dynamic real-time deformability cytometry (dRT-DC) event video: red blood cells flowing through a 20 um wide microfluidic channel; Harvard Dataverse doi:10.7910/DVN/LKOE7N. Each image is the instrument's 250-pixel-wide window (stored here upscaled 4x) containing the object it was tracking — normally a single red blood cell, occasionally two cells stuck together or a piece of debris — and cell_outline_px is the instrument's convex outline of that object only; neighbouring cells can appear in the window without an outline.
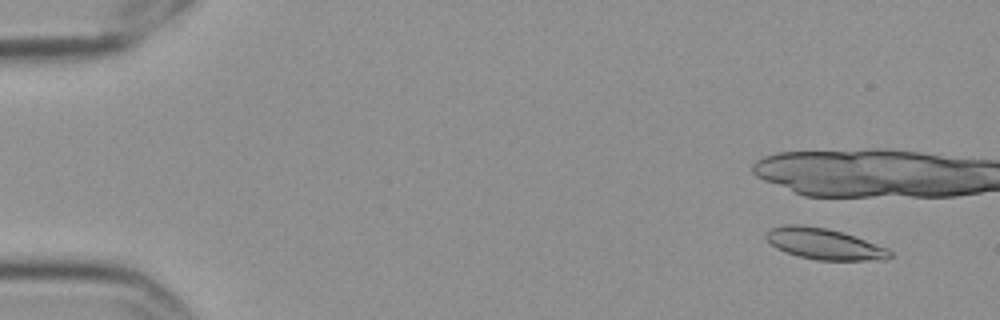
{"species": "Egyptian fruit bat (a non-hibernating species)", "species_latin": "Rousettus aegyptiacus", "temperature_condition": "cold", "stored_images_in_passage": 3, "camera_frame_rate_fps": 3000, "um_per_image_px": 0.085, "frame": {"image": 1, "passage_image": 2, "time_ms": 0.333, "image_size_px": [1000, 320], "cell_outline_px": [[892, 256], [888, 260], [816, 260], [800, 256], [776, 248], [764, 236], [764, 232], [772, 228], [784, 224], [800, 224], [824, 228], [844, 232], [888, 248], [892, 252]], "centroid_in_image_um": [70.08, 20.72], "position_along_channel_um": 14.9, "area_um2": 22.48}}